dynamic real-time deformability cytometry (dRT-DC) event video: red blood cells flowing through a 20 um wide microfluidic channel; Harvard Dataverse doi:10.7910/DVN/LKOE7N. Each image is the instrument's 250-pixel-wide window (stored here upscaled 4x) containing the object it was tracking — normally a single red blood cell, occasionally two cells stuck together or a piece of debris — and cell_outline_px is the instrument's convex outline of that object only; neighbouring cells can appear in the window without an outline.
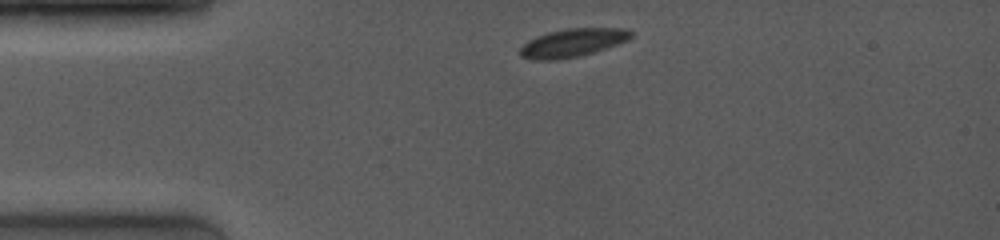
{"species": "common noctule bat (a hibernating species)", "species_latin": "Nyctalus noctula", "temperature_condition": "room temperature", "stored_images_in_passage": 21, "camera_frame_rate_fps": 4000, "um_per_image_px": 0.085, "animal": {"sex": "female", "body_mass_g": 19.0, "forearm_length_mm": 53.3}, "frame": {"image": 1, "passage_image": 1, "time_ms": 0.0, "image_size_px": [1000, 240], "cell_outline_px": [[632, 36], [628, 40], [580, 56], [556, 60], [532, 60], [520, 56], [520, 48], [528, 40], [536, 36], [548, 32], [568, 28], [628, 28], [632, 32]], "centroid_in_image_um": [48.64, 3.63], "position_along_channel_um": 36.4, "area_um2": 18.21}}
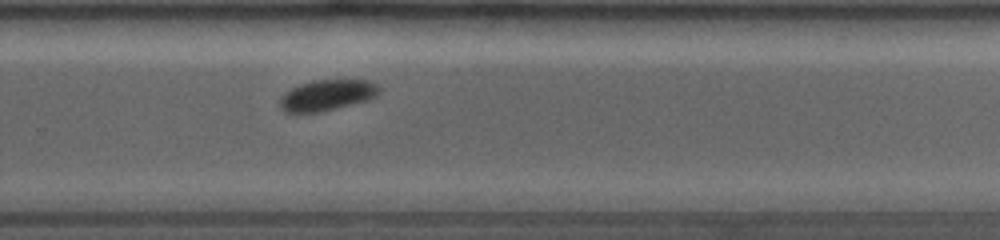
{"frame": {"image": 2, "passage_image": 14, "time_ms": 7.5, "image_size_px": [1000, 240], "cell_outline_px": [[380, 92], [376, 96], [368, 100], [320, 112], [284, 112], [280, 108], [280, 96], [284, 92], [300, 84], [312, 80], [368, 80], [376, 84], [380, 88]], "centroid_in_image_um": [27.79, 8.08], "position_along_channel_um": 302.0, "area_um2": 17.86}}
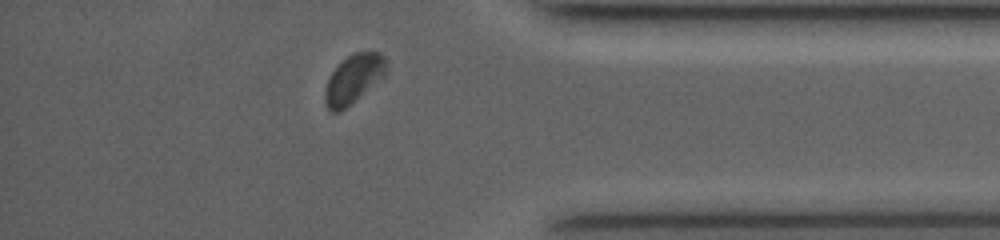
{"frame": {"image": 3, "passage_image": 19, "time_ms": 10.25, "image_size_px": [1000, 240], "cell_outline_px": [[388, 72], [384, 76], [340, 112], [332, 112], [328, 108], [324, 100], [324, 92], [328, 80], [332, 72], [348, 56], [356, 52], [380, 52], [384, 56], [388, 68]], "centroid_in_image_um": [30.07, 6.7], "position_along_channel_um": 405.1, "area_um2": 17.11}, "authors_computed_cell_mechanics": {"area_um2": 18.785, "velocity_mm_per_s": 4.0198, "shape_relaxation_time_tau1_ms": 7.4651, "shape_relaxation_time_tau2_ms": null, "deformation_change_tau1": 0.1691, "deformation_change_tau2": null}}